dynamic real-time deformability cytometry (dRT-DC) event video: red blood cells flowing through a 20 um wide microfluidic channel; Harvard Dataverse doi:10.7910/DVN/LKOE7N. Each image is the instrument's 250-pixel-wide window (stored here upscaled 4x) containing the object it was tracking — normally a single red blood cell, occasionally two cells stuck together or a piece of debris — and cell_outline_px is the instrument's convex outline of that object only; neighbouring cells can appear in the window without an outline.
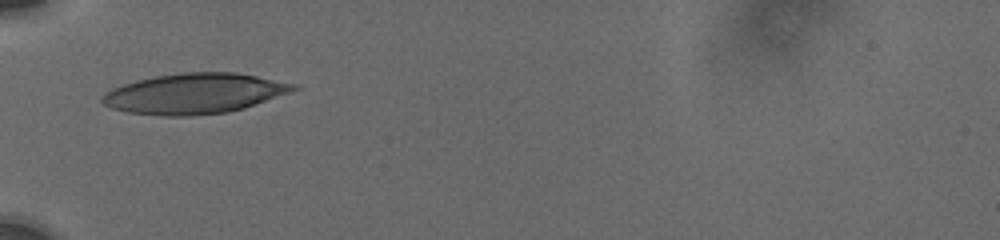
{"species": "human", "species_latin": "Homo sapiens", "temperature_condition": "cold", "stored_images_in_passage": 11, "camera_frame_rate_fps": 3000, "um_per_image_px": 0.085, "donor": {"sex": "male"}, "frame": {"image": 1, "passage_image": 1, "time_ms": 0.0, "image_size_px": [1000, 240], "cell_outline_px": [[300, 88], [244, 108], [224, 112], [188, 116], [164, 116], [128, 112], [112, 108], [104, 104], [100, 100], [100, 96], [104, 92], [112, 88], [136, 80], [156, 76], [184, 72], [236, 72], [300, 84]], "centroid_in_image_um": [16.52, 7.94], "position_along_channel_um": 68.5, "area_um2": 44.91}}
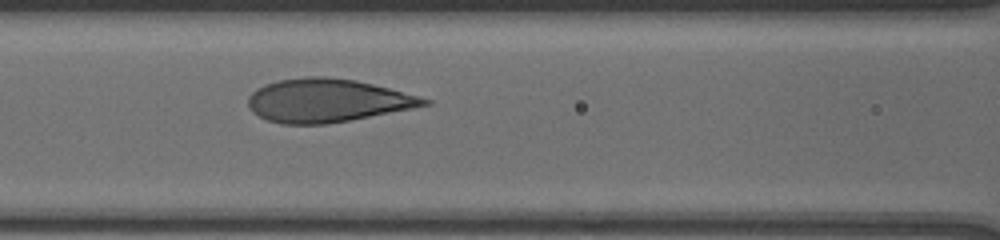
{"frame": {"image": 2, "passage_image": 8, "time_ms": 2.0, "image_size_px": [1000, 240], "cell_outline_px": [[432, 104], [412, 108], [348, 120], [324, 124], [280, 124], [268, 120], [252, 112], [248, 104], [248, 96], [256, 88], [264, 84], [280, 80], [304, 76], [324, 76], [356, 80], [388, 88], [432, 100]], "centroid_in_image_um": [27.77, 8.53], "position_along_channel_um": 138.8, "area_um2": 44.1}}
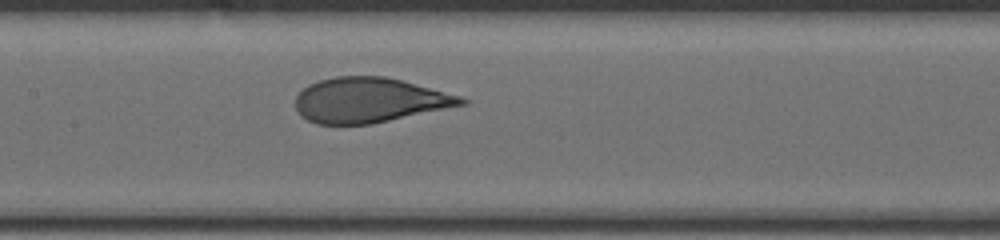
{"frame": {"image": 3, "passage_image": 11, "time_ms": 3.0, "image_size_px": [1000, 240], "cell_outline_px": [[468, 104], [372, 124], [316, 124], [300, 116], [296, 112], [296, 96], [308, 84], [320, 80], [336, 76], [384, 76], [400, 80], [460, 96], [468, 100]], "centroid_in_image_um": [31.37, 8.52], "position_along_channel_um": 176.0, "area_um2": 43.29}}